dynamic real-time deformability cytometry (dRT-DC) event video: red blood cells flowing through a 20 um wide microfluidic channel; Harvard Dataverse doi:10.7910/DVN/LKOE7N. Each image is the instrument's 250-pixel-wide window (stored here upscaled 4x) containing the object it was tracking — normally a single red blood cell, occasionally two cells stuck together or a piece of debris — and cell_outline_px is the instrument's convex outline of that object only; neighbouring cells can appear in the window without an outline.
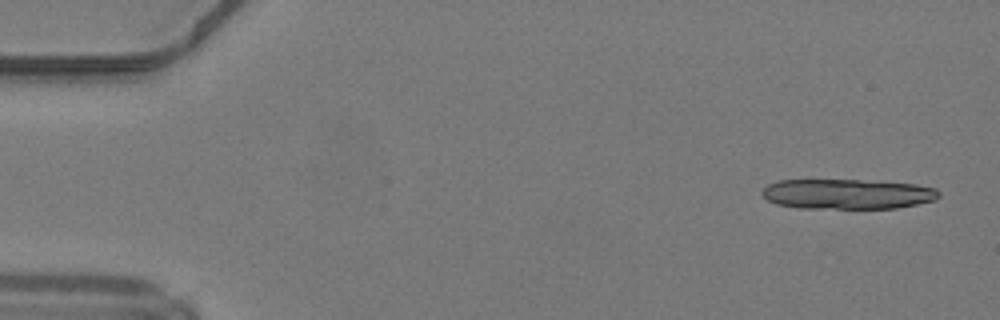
{"species": "common noctule bat (a hibernating species)", "species_latin": "Nyctalus noctula", "temperature_condition": "warm", "stored_images_in_passage": 5, "camera_frame_rate_fps": 3000, "um_per_image_px": 0.085, "animal": {"sex": "male", "body_mass_g": 19.2, "forearm_length_mm": 51.8}, "frame": {"image": 1, "passage_image": 2, "time_ms": 0.333, "image_size_px": [1000, 320], "cell_outline_px": [[940, 196], [936, 200], [896, 208], [800, 208], [776, 204], [768, 200], [760, 192], [768, 184], [776, 180], [860, 180], [916, 184], [936, 188], [940, 192]], "centroid_in_image_um": [72.03, 16.49], "position_along_channel_um": 13.0, "area_um2": 31.04}}